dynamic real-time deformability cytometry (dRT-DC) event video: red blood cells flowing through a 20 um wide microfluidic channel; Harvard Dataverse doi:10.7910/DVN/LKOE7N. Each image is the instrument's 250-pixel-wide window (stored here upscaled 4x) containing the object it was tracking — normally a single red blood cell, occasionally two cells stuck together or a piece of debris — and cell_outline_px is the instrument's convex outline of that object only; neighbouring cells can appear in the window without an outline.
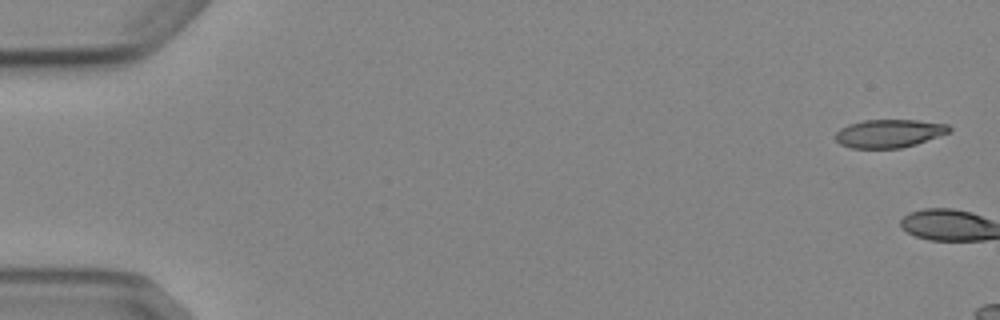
{"species": "Egyptian fruit bat (a non-hibernating species)", "species_latin": "Rousettus aegyptiacus", "temperature_condition": "cold", "stored_images_in_passage": 7, "camera_frame_rate_fps": 3000, "um_per_image_px": 0.085, "animal": {"sex": "female"}, "frame": {"image": 1, "passage_image": 1, "time_ms": 0.0, "image_size_px": [1000, 320], "cell_outline_px": [[952, 132], [916, 144], [900, 148], [852, 148], [840, 144], [832, 136], [840, 128], [848, 124], [864, 120], [916, 120], [948, 124], [952, 128]], "centroid_in_image_um": [75.57, 11.34], "position_along_channel_um": 9.4, "area_um2": 18.9}}
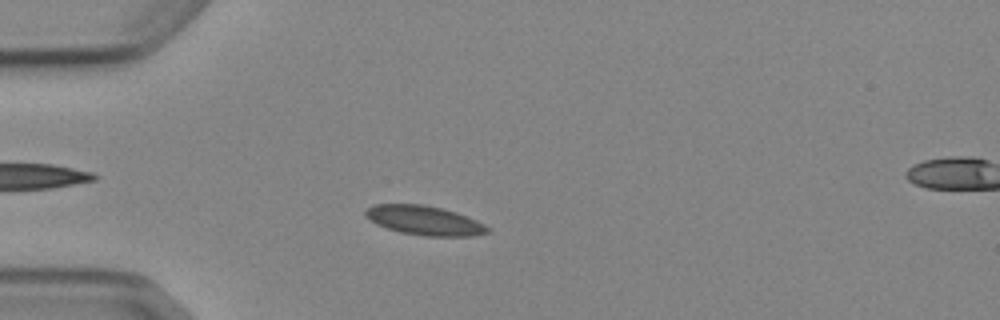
{"frame": {"image": 2, "passage_image": 6, "time_ms": 6.667, "image_size_px": [1000, 320], "cell_outline_px": [[492, 228], [488, 232], [472, 236], [424, 236], [400, 232], [376, 224], [368, 220], [364, 216], [364, 212], [368, 208], [376, 204], [424, 204], [456, 212], [476, 220]], "centroid_in_image_um": [36.06, 18.74], "position_along_channel_um": 48.9, "area_um2": 20.87}}